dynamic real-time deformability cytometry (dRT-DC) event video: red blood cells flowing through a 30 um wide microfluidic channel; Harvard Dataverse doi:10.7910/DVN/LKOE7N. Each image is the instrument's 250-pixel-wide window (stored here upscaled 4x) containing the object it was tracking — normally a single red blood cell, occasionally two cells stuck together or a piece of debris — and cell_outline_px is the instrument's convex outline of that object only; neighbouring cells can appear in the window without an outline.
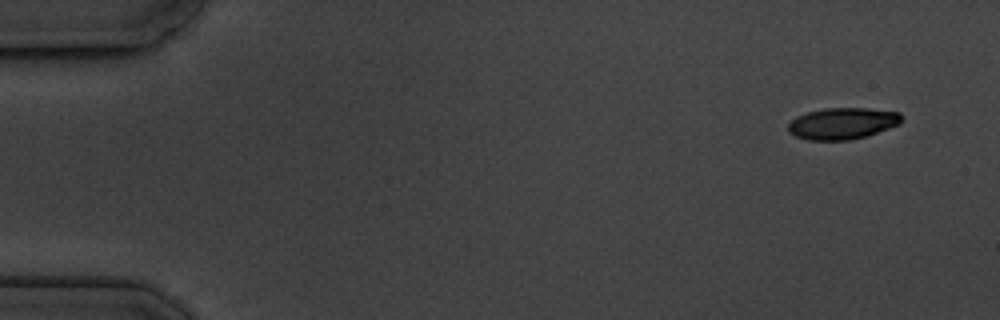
{"species": "common noctule bat (a hibernating species)", "species_latin": "Nyctalus noctula", "temperature_condition": "cold", "stored_images_in_passage": 6, "camera_frame_rate_fps": 3000, "um_per_image_px": 0.085, "animal": {"sex": "male", "body_mass_g": 19.5, "forearm_length_mm": 54.6}, "frame": {"image": 1, "passage_image": 1, "time_ms": 0.0, "image_size_px": [1000, 320], "cell_outline_px": [[904, 120], [900, 124], [868, 136], [848, 140], [808, 140], [796, 136], [788, 132], [788, 124], [796, 116], [808, 112], [824, 108], [868, 108], [900, 112]], "centroid_in_image_um": [71.64, 10.49], "position_along_channel_um": 13.4, "area_um2": 21.04}}